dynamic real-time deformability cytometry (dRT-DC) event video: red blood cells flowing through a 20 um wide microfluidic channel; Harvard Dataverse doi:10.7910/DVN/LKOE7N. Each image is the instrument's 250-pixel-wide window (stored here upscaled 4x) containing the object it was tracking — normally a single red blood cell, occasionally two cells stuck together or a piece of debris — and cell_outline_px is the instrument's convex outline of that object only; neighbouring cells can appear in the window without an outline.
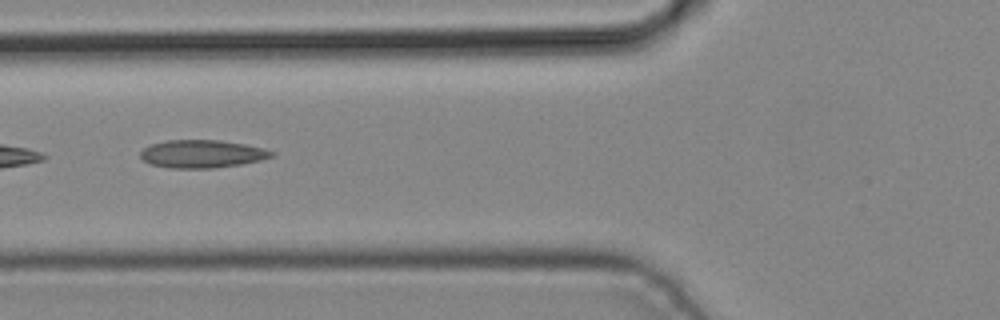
{"species": "common noctule bat (a hibernating species)", "species_latin": "Nyctalus noctula", "temperature_condition": "cold", "stored_images_in_passage": 5, "camera_frame_rate_fps": 3000, "um_per_image_px": 0.085, "animal": {"sex": "male", "body_mass_g": 19.2, "forearm_length_mm": 51.8}, "frame": {"image": 1, "passage_image": 4, "time_ms": 1.0, "image_size_px": [1000, 320], "cell_outline_px": [[276, 152], [272, 156], [260, 160], [240, 164], [216, 168], [168, 168], [148, 164], [140, 156], [140, 152], [144, 148], [152, 144], [168, 140], [220, 140], [244, 144], [264, 148]], "centroid_in_image_um": [17.16, 13.08], "position_along_channel_um": 108.6, "area_um2": 21.33}}
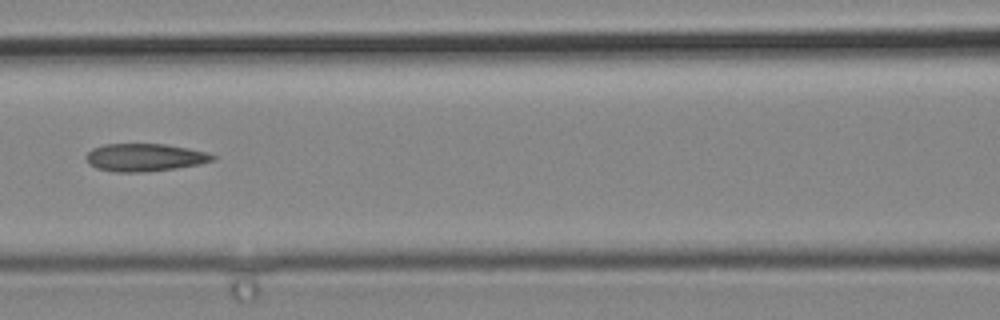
{"frame": {"image": 2, "passage_image": 5, "time_ms": 1.333, "image_size_px": [1000, 320], "cell_outline_px": [[216, 160], [200, 164], [176, 168], [144, 172], [112, 172], [96, 168], [88, 164], [84, 156], [92, 148], [104, 144], [164, 144], [188, 148], [208, 152], [216, 156]], "centroid_in_image_um": [12.29, 13.38], "position_along_channel_um": 154.3, "area_um2": 20.69}}